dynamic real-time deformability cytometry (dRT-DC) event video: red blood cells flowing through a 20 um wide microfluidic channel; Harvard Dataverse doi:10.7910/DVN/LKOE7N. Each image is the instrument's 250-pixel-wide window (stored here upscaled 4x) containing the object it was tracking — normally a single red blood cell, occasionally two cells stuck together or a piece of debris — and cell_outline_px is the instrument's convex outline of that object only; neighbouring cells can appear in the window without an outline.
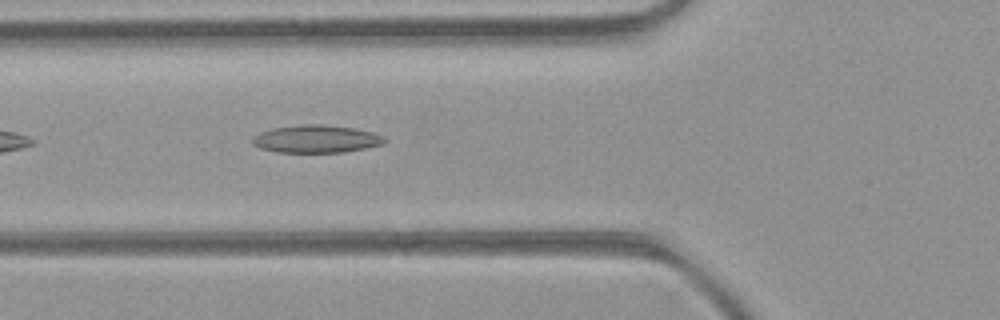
{"species": "common noctule bat (a hibernating species)", "species_latin": "Nyctalus noctula", "temperature_condition": "room temperature", "stored_images_in_passage": 10, "camera_frame_rate_fps": 3000, "um_per_image_px": 0.085, "animal": {"sex": "female", "body_mass_g": 21.9}, "frame": {"image": 1, "passage_image": 4, "time_ms": 1.0, "image_size_px": [1000, 320], "cell_outline_px": [[388, 140], [384, 144], [344, 152], [276, 152], [260, 148], [252, 144], [252, 136], [260, 132], [272, 128], [300, 124], [320, 124], [352, 128], [372, 132], [384, 136]], "centroid_in_image_um": [26.86, 11.81], "position_along_channel_um": 98.9, "area_um2": 21.39}}
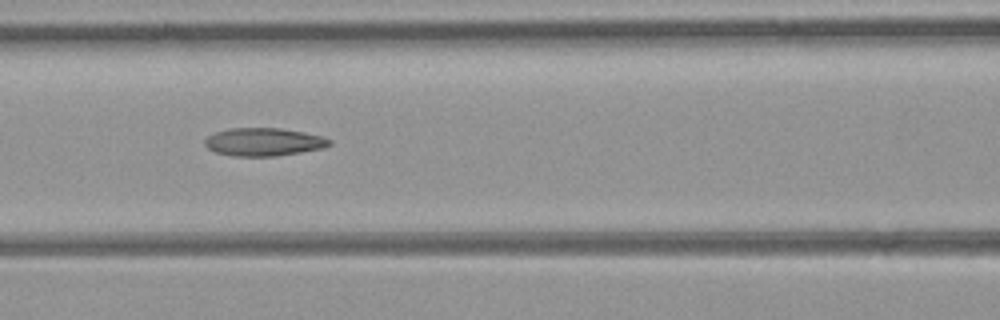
{"frame": {"image": 2, "passage_image": 7, "time_ms": 2.0, "image_size_px": [1000, 320], "cell_outline_px": [[332, 144], [324, 148], [276, 156], [232, 156], [216, 152], [208, 148], [204, 144], [204, 140], [208, 136], [216, 132], [232, 128], [280, 128], [304, 132], [324, 136], [332, 140]], "centroid_in_image_um": [22.45, 12.06], "position_along_channel_um": 144.1, "area_um2": 20.4}}